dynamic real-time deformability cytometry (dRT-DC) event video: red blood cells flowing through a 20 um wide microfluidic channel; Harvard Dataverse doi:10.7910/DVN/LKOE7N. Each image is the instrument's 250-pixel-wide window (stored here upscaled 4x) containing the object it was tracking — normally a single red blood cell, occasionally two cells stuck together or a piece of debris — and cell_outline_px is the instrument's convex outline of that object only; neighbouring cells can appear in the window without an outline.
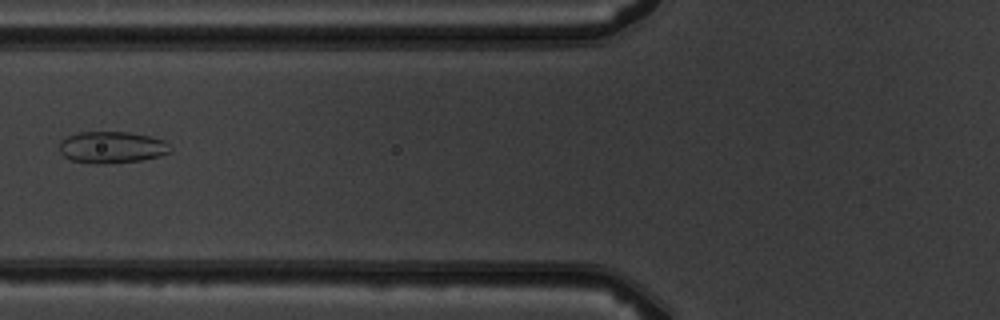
{"species": "common noctule bat (a hibernating species)", "species_latin": "Nyctalus noctula", "temperature_condition": "warm", "stored_images_in_passage": 5, "camera_frame_rate_fps": 3000, "um_per_image_px": 0.085, "animal": {"sex": "male", "body_mass_g": 19.5, "forearm_length_mm": 54.6}, "frame": {"image": 1, "passage_image": 4, "time_ms": 3.667, "image_size_px": [1000, 320], "cell_outline_px": [[172, 152], [160, 156], [140, 160], [104, 164], [96, 164], [72, 160], [64, 156], [60, 152], [60, 140], [68, 136], [80, 132], [128, 132], [148, 136], [164, 140], [172, 148]], "centroid_in_image_um": [9.52, 12.52], "position_along_channel_um": 116.3, "area_um2": 20.46}}